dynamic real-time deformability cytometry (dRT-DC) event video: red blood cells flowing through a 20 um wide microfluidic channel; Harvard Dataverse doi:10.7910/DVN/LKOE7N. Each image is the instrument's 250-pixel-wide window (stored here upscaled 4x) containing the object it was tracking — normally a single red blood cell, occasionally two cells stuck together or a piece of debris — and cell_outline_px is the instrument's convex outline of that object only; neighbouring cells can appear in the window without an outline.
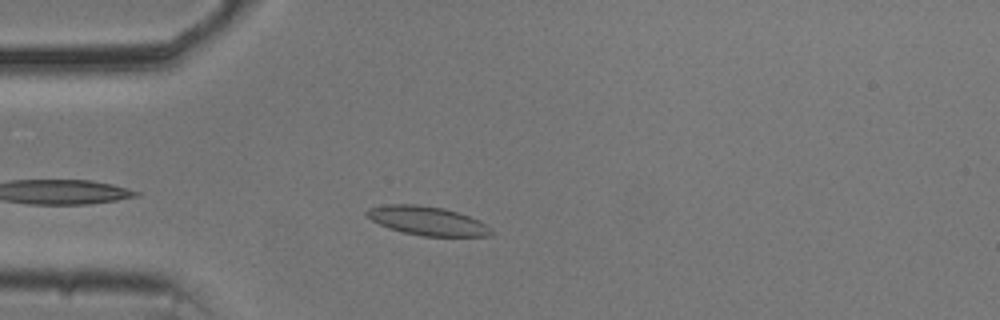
{"species": "common noctule bat (a hibernating species)", "species_latin": "Nyctalus noctula", "temperature_condition": "cold", "stored_images_in_passage": 37, "camera_frame_rate_fps": 3000, "um_per_image_px": 0.085, "animal": {"sex": "male", "body_mass_g": 20.5, "forearm_length_mm": 52.5}, "frame": {"image": 1, "passage_image": 5, "time_ms": 1.333, "image_size_px": [1000, 320], "cell_outline_px": [[492, 236], [420, 236], [388, 228], [364, 216], [364, 212], [368, 208], [388, 204], [416, 204], [444, 208], [480, 220], [492, 228]], "centroid_in_image_um": [36.31, 18.77], "position_along_channel_um": 48.7, "area_um2": 21.04}}
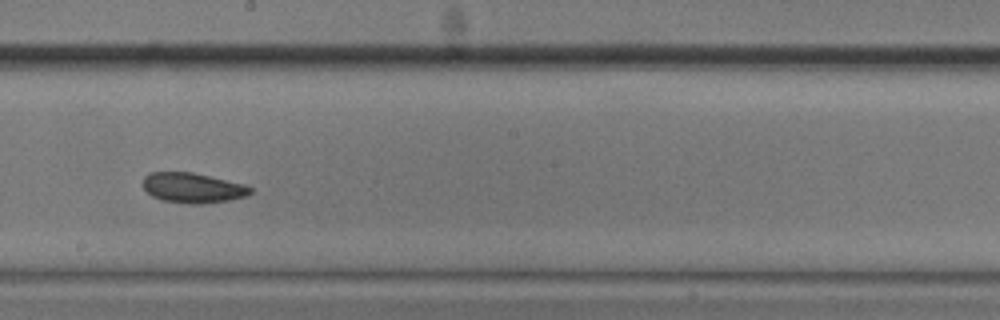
{"frame": {"image": 2, "passage_image": 21, "time_ms": 6.667, "image_size_px": [1000, 320], "cell_outline_px": [[252, 192], [248, 196], [228, 200], [204, 204], [188, 204], [160, 200], [152, 196], [144, 188], [144, 176], [148, 172], [192, 172], [244, 184], [252, 188]], "centroid_in_image_um": [16.38, 15.97], "position_along_channel_um": 231.8, "area_um2": 18.9}}
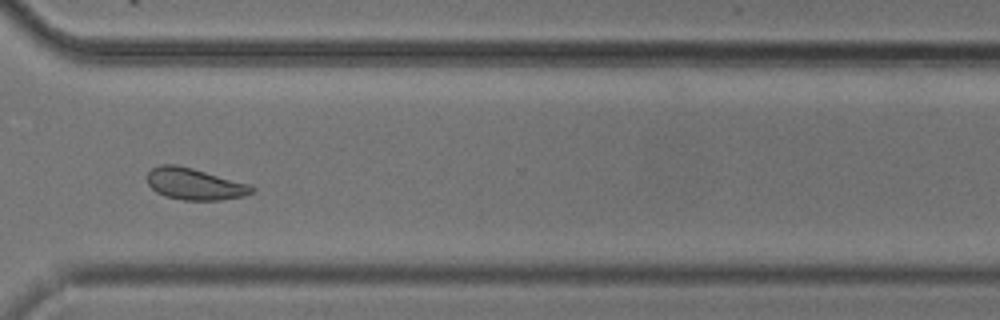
{"frame": {"image": 3, "passage_image": 31, "time_ms": 10.0, "image_size_px": [1000, 320], "cell_outline_px": [[256, 192], [244, 196], [220, 200], [184, 200], [164, 196], [156, 192], [148, 184], [148, 172], [152, 168], [160, 164], [176, 164], [192, 168], [252, 184], [256, 188]], "centroid_in_image_um": [16.6, 15.64], "position_along_channel_um": 354.0, "area_um2": 19.54}, "authors_computed_cell_mechanics": {"area_um2": 19.4786, "velocity_mm_per_s": 3.6773, "shape_relaxation_time_tau1_ms": 5.5409, "shape_relaxation_time_tau2_ms": 2.4599, "deformation_change_tau1": 0.0972, "deformation_change_tau2": 0.0792}}